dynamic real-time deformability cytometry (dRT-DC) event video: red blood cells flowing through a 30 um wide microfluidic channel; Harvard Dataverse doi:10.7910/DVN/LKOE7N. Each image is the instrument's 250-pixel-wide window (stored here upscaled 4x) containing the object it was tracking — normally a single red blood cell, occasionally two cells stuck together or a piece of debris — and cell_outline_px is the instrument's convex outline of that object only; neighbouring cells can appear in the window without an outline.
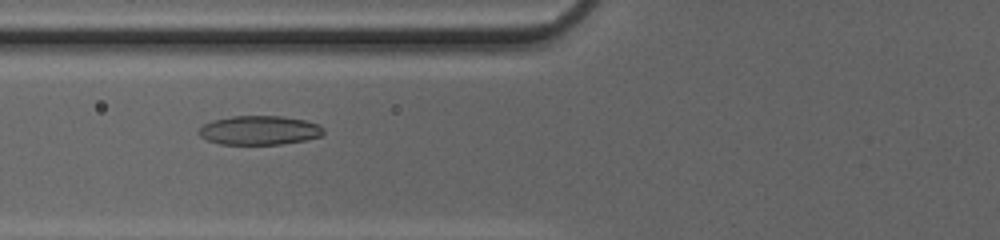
{"species": "common noctule bat (a hibernating species)", "species_latin": "Nyctalus noctula", "temperature_condition": "cold", "stored_images_in_passage": 46, "camera_frame_rate_fps": 3000, "um_per_image_px": 0.085, "animal": {"sex": "female", "body_mass_g": 20.0, "forearm_length_mm": 54.0}, "frame": {"image": 1, "passage_image": 17, "time_ms": 5.333, "image_size_px": [1000, 240], "cell_outline_px": [[324, 132], [320, 136], [304, 140], [280, 144], [220, 144], [208, 140], [200, 136], [196, 132], [204, 124], [212, 120], [232, 116], [284, 116], [304, 120], [320, 124], [324, 128]], "centroid_in_image_um": [22.04, 11.06], "position_along_channel_um": 103.8, "area_um2": 21.15}}
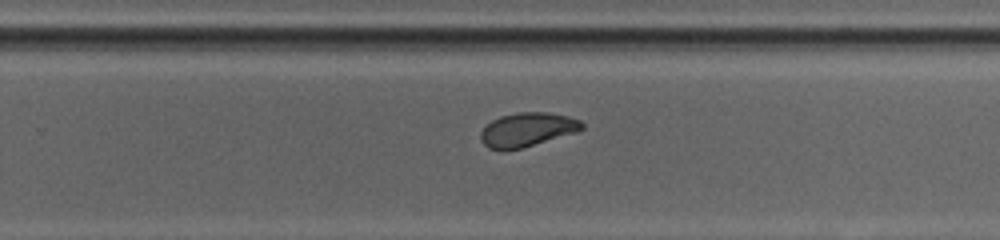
{"frame": {"image": 2, "passage_image": 30, "time_ms": 9.667, "image_size_px": [1000, 240], "cell_outline_px": [[584, 128], [580, 132], [520, 148], [488, 148], [480, 140], [480, 132], [492, 120], [500, 116], [516, 112], [548, 112], [568, 116], [580, 120], [584, 124]], "centroid_in_image_um": [44.87, 10.99], "position_along_channel_um": 284.9, "area_um2": 19.94}}
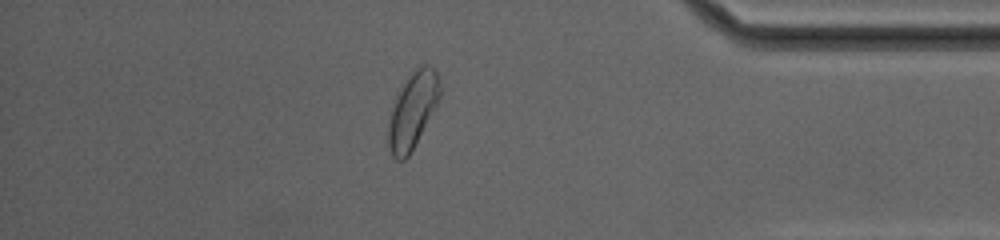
{"frame": {"image": 3, "passage_image": 40, "time_ms": 13.0, "image_size_px": [1000, 240], "cell_outline_px": [[440, 96], [436, 104], [408, 156], [404, 160], [396, 160], [392, 156], [388, 148], [388, 124], [396, 92], [408, 76], [420, 64], [428, 64], [436, 72], [440, 80]], "centroid_in_image_um": [35.04, 9.34], "position_along_channel_um": 400.2, "area_um2": 22.54}, "authors_computed_cell_mechanics": {"area_um2": 21.2126, "velocity_mm_per_s": 4.1833, "shape_relaxation_time_tau1_ms": 3.8019, "shape_relaxation_time_tau2_ms": 2.0851, "deformation_change_tau1": 0.1403, "deformation_change_tau2": 0.0725}}